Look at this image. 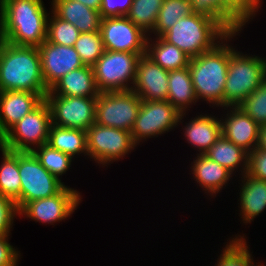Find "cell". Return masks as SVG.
<instances>
[{"mask_svg":"<svg viewBox=\"0 0 266 266\" xmlns=\"http://www.w3.org/2000/svg\"><path fill=\"white\" fill-rule=\"evenodd\" d=\"M50 13L43 0H0V39L39 47L47 39Z\"/></svg>","mask_w":266,"mask_h":266,"instance_id":"1","label":"cell"},{"mask_svg":"<svg viewBox=\"0 0 266 266\" xmlns=\"http://www.w3.org/2000/svg\"><path fill=\"white\" fill-rule=\"evenodd\" d=\"M241 32L230 33L212 50L190 59L188 67L198 102H206L213 109L224 107L229 57L237 49L232 42Z\"/></svg>","mask_w":266,"mask_h":266,"instance_id":"2","label":"cell"},{"mask_svg":"<svg viewBox=\"0 0 266 266\" xmlns=\"http://www.w3.org/2000/svg\"><path fill=\"white\" fill-rule=\"evenodd\" d=\"M30 91L44 99L48 93L36 46H17L0 39V92Z\"/></svg>","mask_w":266,"mask_h":266,"instance_id":"3","label":"cell"},{"mask_svg":"<svg viewBox=\"0 0 266 266\" xmlns=\"http://www.w3.org/2000/svg\"><path fill=\"white\" fill-rule=\"evenodd\" d=\"M229 34L216 19L192 13L180 18L161 37L194 58L215 48Z\"/></svg>","mask_w":266,"mask_h":266,"instance_id":"4","label":"cell"},{"mask_svg":"<svg viewBox=\"0 0 266 266\" xmlns=\"http://www.w3.org/2000/svg\"><path fill=\"white\" fill-rule=\"evenodd\" d=\"M260 56L238 51V47L230 55L224 107H239L266 80V58Z\"/></svg>","mask_w":266,"mask_h":266,"instance_id":"5","label":"cell"},{"mask_svg":"<svg viewBox=\"0 0 266 266\" xmlns=\"http://www.w3.org/2000/svg\"><path fill=\"white\" fill-rule=\"evenodd\" d=\"M140 57L137 53L105 50L92 66L98 90L100 92L132 90Z\"/></svg>","mask_w":266,"mask_h":266,"instance_id":"6","label":"cell"},{"mask_svg":"<svg viewBox=\"0 0 266 266\" xmlns=\"http://www.w3.org/2000/svg\"><path fill=\"white\" fill-rule=\"evenodd\" d=\"M87 152L90 161L107 167L114 162L122 161L131 152L136 151L131 132L94 123L86 130Z\"/></svg>","mask_w":266,"mask_h":266,"instance_id":"7","label":"cell"},{"mask_svg":"<svg viewBox=\"0 0 266 266\" xmlns=\"http://www.w3.org/2000/svg\"><path fill=\"white\" fill-rule=\"evenodd\" d=\"M51 124V111L44 100L0 138V146L10 151L32 152L35 148L48 143Z\"/></svg>","mask_w":266,"mask_h":266,"instance_id":"8","label":"cell"},{"mask_svg":"<svg viewBox=\"0 0 266 266\" xmlns=\"http://www.w3.org/2000/svg\"><path fill=\"white\" fill-rule=\"evenodd\" d=\"M180 116L181 113L168 100H142L131 130L134 144L138 147L150 138L156 139L174 131L178 128Z\"/></svg>","mask_w":266,"mask_h":266,"instance_id":"9","label":"cell"},{"mask_svg":"<svg viewBox=\"0 0 266 266\" xmlns=\"http://www.w3.org/2000/svg\"><path fill=\"white\" fill-rule=\"evenodd\" d=\"M20 210L33 200L54 196L66 185L49 173L33 152L19 151Z\"/></svg>","mask_w":266,"mask_h":266,"instance_id":"10","label":"cell"},{"mask_svg":"<svg viewBox=\"0 0 266 266\" xmlns=\"http://www.w3.org/2000/svg\"><path fill=\"white\" fill-rule=\"evenodd\" d=\"M142 100L132 90L100 92L96 102L95 123L131 132Z\"/></svg>","mask_w":266,"mask_h":266,"instance_id":"11","label":"cell"},{"mask_svg":"<svg viewBox=\"0 0 266 266\" xmlns=\"http://www.w3.org/2000/svg\"><path fill=\"white\" fill-rule=\"evenodd\" d=\"M75 188L66 185L54 196L28 202L20 211L19 217L27 218L43 225H57L72 217L75 210L80 208L83 195ZM68 218V219H67ZM55 224V225H54Z\"/></svg>","mask_w":266,"mask_h":266,"instance_id":"12","label":"cell"},{"mask_svg":"<svg viewBox=\"0 0 266 266\" xmlns=\"http://www.w3.org/2000/svg\"><path fill=\"white\" fill-rule=\"evenodd\" d=\"M45 101L56 126L86 131L95 123L97 97L60 96L48 91Z\"/></svg>","mask_w":266,"mask_h":266,"instance_id":"13","label":"cell"},{"mask_svg":"<svg viewBox=\"0 0 266 266\" xmlns=\"http://www.w3.org/2000/svg\"><path fill=\"white\" fill-rule=\"evenodd\" d=\"M100 32L105 50L146 54L148 34L127 16L102 18Z\"/></svg>","mask_w":266,"mask_h":266,"instance_id":"14","label":"cell"},{"mask_svg":"<svg viewBox=\"0 0 266 266\" xmlns=\"http://www.w3.org/2000/svg\"><path fill=\"white\" fill-rule=\"evenodd\" d=\"M38 50L42 76L48 90L64 75L84 66L73 46L58 45L46 39Z\"/></svg>","mask_w":266,"mask_h":266,"instance_id":"15","label":"cell"},{"mask_svg":"<svg viewBox=\"0 0 266 266\" xmlns=\"http://www.w3.org/2000/svg\"><path fill=\"white\" fill-rule=\"evenodd\" d=\"M211 113L197 112L196 116L194 115L190 119H188L189 112L181 113L178 126L182 125L180 127L183 129V140L185 139V143L187 142L192 149L197 151L196 155L205 154L222 135L220 114L214 115L212 111ZM185 119L188 121L185 122Z\"/></svg>","mask_w":266,"mask_h":266,"instance_id":"16","label":"cell"},{"mask_svg":"<svg viewBox=\"0 0 266 266\" xmlns=\"http://www.w3.org/2000/svg\"><path fill=\"white\" fill-rule=\"evenodd\" d=\"M221 110L222 136L248 153L253 151L257 146L260 125L240 106L222 107Z\"/></svg>","mask_w":266,"mask_h":266,"instance_id":"17","label":"cell"},{"mask_svg":"<svg viewBox=\"0 0 266 266\" xmlns=\"http://www.w3.org/2000/svg\"><path fill=\"white\" fill-rule=\"evenodd\" d=\"M189 165H191L189 169V174H192L191 180L195 181V186L200 187L201 189L199 190H202L207 195L205 197H208L210 201L211 198L217 197L222 190L227 189L230 186L228 184L231 182L232 185L234 184V175L205 154H195L193 161Z\"/></svg>","mask_w":266,"mask_h":266,"instance_id":"18","label":"cell"},{"mask_svg":"<svg viewBox=\"0 0 266 266\" xmlns=\"http://www.w3.org/2000/svg\"><path fill=\"white\" fill-rule=\"evenodd\" d=\"M168 77L169 71L145 54L138 60L132 91L141 100L165 101L168 95Z\"/></svg>","mask_w":266,"mask_h":266,"instance_id":"19","label":"cell"},{"mask_svg":"<svg viewBox=\"0 0 266 266\" xmlns=\"http://www.w3.org/2000/svg\"><path fill=\"white\" fill-rule=\"evenodd\" d=\"M45 99L30 91L0 92V138L25 115L36 109Z\"/></svg>","mask_w":266,"mask_h":266,"instance_id":"20","label":"cell"},{"mask_svg":"<svg viewBox=\"0 0 266 266\" xmlns=\"http://www.w3.org/2000/svg\"><path fill=\"white\" fill-rule=\"evenodd\" d=\"M237 179L236 182L240 181L238 183L240 192L237 193L239 221L240 224L250 225L266 210V181L250 177L247 173Z\"/></svg>","mask_w":266,"mask_h":266,"instance_id":"21","label":"cell"},{"mask_svg":"<svg viewBox=\"0 0 266 266\" xmlns=\"http://www.w3.org/2000/svg\"><path fill=\"white\" fill-rule=\"evenodd\" d=\"M51 2V3H50ZM51 11L59 18L73 24L81 33L100 31L99 11L75 0H50Z\"/></svg>","mask_w":266,"mask_h":266,"instance_id":"22","label":"cell"},{"mask_svg":"<svg viewBox=\"0 0 266 266\" xmlns=\"http://www.w3.org/2000/svg\"><path fill=\"white\" fill-rule=\"evenodd\" d=\"M49 91L54 95L72 97H98L92 66L84 65L59 79Z\"/></svg>","mask_w":266,"mask_h":266,"instance_id":"23","label":"cell"},{"mask_svg":"<svg viewBox=\"0 0 266 266\" xmlns=\"http://www.w3.org/2000/svg\"><path fill=\"white\" fill-rule=\"evenodd\" d=\"M167 100L180 113L192 112L190 108L198 105L189 67L169 71Z\"/></svg>","mask_w":266,"mask_h":266,"instance_id":"24","label":"cell"},{"mask_svg":"<svg viewBox=\"0 0 266 266\" xmlns=\"http://www.w3.org/2000/svg\"><path fill=\"white\" fill-rule=\"evenodd\" d=\"M248 154L243 148L235 145L222 135L205 153L207 157L225 167L236 178L247 173Z\"/></svg>","mask_w":266,"mask_h":266,"instance_id":"25","label":"cell"},{"mask_svg":"<svg viewBox=\"0 0 266 266\" xmlns=\"http://www.w3.org/2000/svg\"><path fill=\"white\" fill-rule=\"evenodd\" d=\"M47 144L52 148L71 156L74 160L83 155L85 156V159L86 157L89 159L86 131L64 128L51 124Z\"/></svg>","mask_w":266,"mask_h":266,"instance_id":"26","label":"cell"},{"mask_svg":"<svg viewBox=\"0 0 266 266\" xmlns=\"http://www.w3.org/2000/svg\"><path fill=\"white\" fill-rule=\"evenodd\" d=\"M146 55L165 70L188 67L190 57L162 37L148 36Z\"/></svg>","mask_w":266,"mask_h":266,"instance_id":"27","label":"cell"},{"mask_svg":"<svg viewBox=\"0 0 266 266\" xmlns=\"http://www.w3.org/2000/svg\"><path fill=\"white\" fill-rule=\"evenodd\" d=\"M262 5L263 0H224V28L229 33L243 32L258 16Z\"/></svg>","mask_w":266,"mask_h":266,"instance_id":"28","label":"cell"},{"mask_svg":"<svg viewBox=\"0 0 266 266\" xmlns=\"http://www.w3.org/2000/svg\"><path fill=\"white\" fill-rule=\"evenodd\" d=\"M246 238V233L239 234V231L235 236L227 238L229 241L223 243L214 266H265L261 261L257 263L254 260L253 251L251 252Z\"/></svg>","mask_w":266,"mask_h":266,"instance_id":"29","label":"cell"},{"mask_svg":"<svg viewBox=\"0 0 266 266\" xmlns=\"http://www.w3.org/2000/svg\"><path fill=\"white\" fill-rule=\"evenodd\" d=\"M0 194L15 201L20 211L19 151H10L0 146Z\"/></svg>","mask_w":266,"mask_h":266,"instance_id":"30","label":"cell"},{"mask_svg":"<svg viewBox=\"0 0 266 266\" xmlns=\"http://www.w3.org/2000/svg\"><path fill=\"white\" fill-rule=\"evenodd\" d=\"M192 13L194 12L189 0H164L157 15L154 30L148 36L161 37L180 18Z\"/></svg>","mask_w":266,"mask_h":266,"instance_id":"31","label":"cell"},{"mask_svg":"<svg viewBox=\"0 0 266 266\" xmlns=\"http://www.w3.org/2000/svg\"><path fill=\"white\" fill-rule=\"evenodd\" d=\"M41 165L60 181L62 176L72 169L75 161L71 156L52 148L49 144H43L33 151Z\"/></svg>","mask_w":266,"mask_h":266,"instance_id":"32","label":"cell"},{"mask_svg":"<svg viewBox=\"0 0 266 266\" xmlns=\"http://www.w3.org/2000/svg\"><path fill=\"white\" fill-rule=\"evenodd\" d=\"M163 2L164 0H133L127 17L149 35L154 30Z\"/></svg>","mask_w":266,"mask_h":266,"instance_id":"33","label":"cell"},{"mask_svg":"<svg viewBox=\"0 0 266 266\" xmlns=\"http://www.w3.org/2000/svg\"><path fill=\"white\" fill-rule=\"evenodd\" d=\"M84 65L93 66L105 52L100 31L80 33L74 46Z\"/></svg>","mask_w":266,"mask_h":266,"instance_id":"34","label":"cell"},{"mask_svg":"<svg viewBox=\"0 0 266 266\" xmlns=\"http://www.w3.org/2000/svg\"><path fill=\"white\" fill-rule=\"evenodd\" d=\"M80 31L70 22L57 17L52 11L48 18L47 40L63 46H74Z\"/></svg>","mask_w":266,"mask_h":266,"instance_id":"35","label":"cell"},{"mask_svg":"<svg viewBox=\"0 0 266 266\" xmlns=\"http://www.w3.org/2000/svg\"><path fill=\"white\" fill-rule=\"evenodd\" d=\"M240 107L260 126L266 125V80L246 98Z\"/></svg>","mask_w":266,"mask_h":266,"instance_id":"36","label":"cell"},{"mask_svg":"<svg viewBox=\"0 0 266 266\" xmlns=\"http://www.w3.org/2000/svg\"><path fill=\"white\" fill-rule=\"evenodd\" d=\"M17 216L19 211L15 201L0 194V235H12Z\"/></svg>","mask_w":266,"mask_h":266,"instance_id":"37","label":"cell"},{"mask_svg":"<svg viewBox=\"0 0 266 266\" xmlns=\"http://www.w3.org/2000/svg\"><path fill=\"white\" fill-rule=\"evenodd\" d=\"M194 13L216 19L224 27V0H189Z\"/></svg>","mask_w":266,"mask_h":266,"instance_id":"38","label":"cell"},{"mask_svg":"<svg viewBox=\"0 0 266 266\" xmlns=\"http://www.w3.org/2000/svg\"><path fill=\"white\" fill-rule=\"evenodd\" d=\"M250 177L266 181V151L255 148L248 154V170Z\"/></svg>","mask_w":266,"mask_h":266,"instance_id":"39","label":"cell"},{"mask_svg":"<svg viewBox=\"0 0 266 266\" xmlns=\"http://www.w3.org/2000/svg\"><path fill=\"white\" fill-rule=\"evenodd\" d=\"M11 235H0V266H19L21 251L10 241Z\"/></svg>","mask_w":266,"mask_h":266,"instance_id":"40","label":"cell"},{"mask_svg":"<svg viewBox=\"0 0 266 266\" xmlns=\"http://www.w3.org/2000/svg\"><path fill=\"white\" fill-rule=\"evenodd\" d=\"M133 0H102L100 6V16L116 17L127 16L132 5Z\"/></svg>","mask_w":266,"mask_h":266,"instance_id":"41","label":"cell"},{"mask_svg":"<svg viewBox=\"0 0 266 266\" xmlns=\"http://www.w3.org/2000/svg\"><path fill=\"white\" fill-rule=\"evenodd\" d=\"M256 148L266 151V125L260 126L259 128L258 142Z\"/></svg>","mask_w":266,"mask_h":266,"instance_id":"42","label":"cell"},{"mask_svg":"<svg viewBox=\"0 0 266 266\" xmlns=\"http://www.w3.org/2000/svg\"><path fill=\"white\" fill-rule=\"evenodd\" d=\"M78 1L80 3H83L85 6L97 10H100V6H101V2L102 0H75Z\"/></svg>","mask_w":266,"mask_h":266,"instance_id":"43","label":"cell"}]
</instances>
